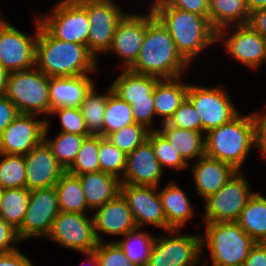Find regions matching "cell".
I'll return each mask as SVG.
<instances>
[{
    "instance_id": "6da1fadb",
    "label": "cell",
    "mask_w": 266,
    "mask_h": 266,
    "mask_svg": "<svg viewBox=\"0 0 266 266\" xmlns=\"http://www.w3.org/2000/svg\"><path fill=\"white\" fill-rule=\"evenodd\" d=\"M190 64L177 51L168 30L147 8V28L138 59L131 71L170 79L183 76Z\"/></svg>"
},
{
    "instance_id": "7a4b0ae2",
    "label": "cell",
    "mask_w": 266,
    "mask_h": 266,
    "mask_svg": "<svg viewBox=\"0 0 266 266\" xmlns=\"http://www.w3.org/2000/svg\"><path fill=\"white\" fill-rule=\"evenodd\" d=\"M97 60L86 45L57 39L40 24L35 67L49 78L98 72Z\"/></svg>"
},
{
    "instance_id": "3957f363",
    "label": "cell",
    "mask_w": 266,
    "mask_h": 266,
    "mask_svg": "<svg viewBox=\"0 0 266 266\" xmlns=\"http://www.w3.org/2000/svg\"><path fill=\"white\" fill-rule=\"evenodd\" d=\"M168 30L180 55L191 65L204 49L217 43V32L209 17L196 15L171 6H149Z\"/></svg>"
},
{
    "instance_id": "277c9868",
    "label": "cell",
    "mask_w": 266,
    "mask_h": 266,
    "mask_svg": "<svg viewBox=\"0 0 266 266\" xmlns=\"http://www.w3.org/2000/svg\"><path fill=\"white\" fill-rule=\"evenodd\" d=\"M205 155L241 171L252 147H255L254 113H239L228 123L208 130L204 135Z\"/></svg>"
},
{
    "instance_id": "5b68a950",
    "label": "cell",
    "mask_w": 266,
    "mask_h": 266,
    "mask_svg": "<svg viewBox=\"0 0 266 266\" xmlns=\"http://www.w3.org/2000/svg\"><path fill=\"white\" fill-rule=\"evenodd\" d=\"M204 223L206 230L201 233L202 259L207 248L211 266L244 265L249 251L257 242L237 222ZM202 266H208V261Z\"/></svg>"
},
{
    "instance_id": "8992f818",
    "label": "cell",
    "mask_w": 266,
    "mask_h": 266,
    "mask_svg": "<svg viewBox=\"0 0 266 266\" xmlns=\"http://www.w3.org/2000/svg\"><path fill=\"white\" fill-rule=\"evenodd\" d=\"M49 77L38 68L8 73L5 96L20 114H51Z\"/></svg>"
},
{
    "instance_id": "52a82bcc",
    "label": "cell",
    "mask_w": 266,
    "mask_h": 266,
    "mask_svg": "<svg viewBox=\"0 0 266 266\" xmlns=\"http://www.w3.org/2000/svg\"><path fill=\"white\" fill-rule=\"evenodd\" d=\"M201 258L200 233L184 235L180 229H170L155 236L146 266H199Z\"/></svg>"
},
{
    "instance_id": "ba28073f",
    "label": "cell",
    "mask_w": 266,
    "mask_h": 266,
    "mask_svg": "<svg viewBox=\"0 0 266 266\" xmlns=\"http://www.w3.org/2000/svg\"><path fill=\"white\" fill-rule=\"evenodd\" d=\"M34 16L33 36L21 32L0 16V67L7 73L35 67L36 43L41 22L38 14Z\"/></svg>"
},
{
    "instance_id": "9c48e42d",
    "label": "cell",
    "mask_w": 266,
    "mask_h": 266,
    "mask_svg": "<svg viewBox=\"0 0 266 266\" xmlns=\"http://www.w3.org/2000/svg\"><path fill=\"white\" fill-rule=\"evenodd\" d=\"M86 11L90 22L88 50L98 58L110 49L118 23L127 14L115 0H76Z\"/></svg>"
},
{
    "instance_id": "30bf717a",
    "label": "cell",
    "mask_w": 266,
    "mask_h": 266,
    "mask_svg": "<svg viewBox=\"0 0 266 266\" xmlns=\"http://www.w3.org/2000/svg\"><path fill=\"white\" fill-rule=\"evenodd\" d=\"M253 194L243 170L237 171L221 189L205 199L203 221L236 222Z\"/></svg>"
},
{
    "instance_id": "8fae6325",
    "label": "cell",
    "mask_w": 266,
    "mask_h": 266,
    "mask_svg": "<svg viewBox=\"0 0 266 266\" xmlns=\"http://www.w3.org/2000/svg\"><path fill=\"white\" fill-rule=\"evenodd\" d=\"M186 98L200 115L203 134L228 123L240 113L222 86L207 87L188 83Z\"/></svg>"
},
{
    "instance_id": "7c38bea8",
    "label": "cell",
    "mask_w": 266,
    "mask_h": 266,
    "mask_svg": "<svg viewBox=\"0 0 266 266\" xmlns=\"http://www.w3.org/2000/svg\"><path fill=\"white\" fill-rule=\"evenodd\" d=\"M41 25L55 38L87 46L90 22L76 0H62L51 13L38 15Z\"/></svg>"
},
{
    "instance_id": "4fadbf2b",
    "label": "cell",
    "mask_w": 266,
    "mask_h": 266,
    "mask_svg": "<svg viewBox=\"0 0 266 266\" xmlns=\"http://www.w3.org/2000/svg\"><path fill=\"white\" fill-rule=\"evenodd\" d=\"M46 238L82 254L94 252L98 245L93 216L82 213L60 211Z\"/></svg>"
},
{
    "instance_id": "5bb4252c",
    "label": "cell",
    "mask_w": 266,
    "mask_h": 266,
    "mask_svg": "<svg viewBox=\"0 0 266 266\" xmlns=\"http://www.w3.org/2000/svg\"><path fill=\"white\" fill-rule=\"evenodd\" d=\"M59 212L55 186L31 190L24 220L16 230L19 240L46 238Z\"/></svg>"
},
{
    "instance_id": "9a60e30c",
    "label": "cell",
    "mask_w": 266,
    "mask_h": 266,
    "mask_svg": "<svg viewBox=\"0 0 266 266\" xmlns=\"http://www.w3.org/2000/svg\"><path fill=\"white\" fill-rule=\"evenodd\" d=\"M216 40L218 43L223 40L225 51L243 66L258 70L259 66L264 64L266 38L262 37L249 24L223 28L217 32Z\"/></svg>"
},
{
    "instance_id": "2e32d148",
    "label": "cell",
    "mask_w": 266,
    "mask_h": 266,
    "mask_svg": "<svg viewBox=\"0 0 266 266\" xmlns=\"http://www.w3.org/2000/svg\"><path fill=\"white\" fill-rule=\"evenodd\" d=\"M158 188L121 183L120 194L126 201L137 228L146 224L166 231V217Z\"/></svg>"
},
{
    "instance_id": "e0dca14e",
    "label": "cell",
    "mask_w": 266,
    "mask_h": 266,
    "mask_svg": "<svg viewBox=\"0 0 266 266\" xmlns=\"http://www.w3.org/2000/svg\"><path fill=\"white\" fill-rule=\"evenodd\" d=\"M35 114L18 116L0 134V153L26 155L43 141L46 118Z\"/></svg>"
},
{
    "instance_id": "ac0fdd59",
    "label": "cell",
    "mask_w": 266,
    "mask_h": 266,
    "mask_svg": "<svg viewBox=\"0 0 266 266\" xmlns=\"http://www.w3.org/2000/svg\"><path fill=\"white\" fill-rule=\"evenodd\" d=\"M147 28V14L129 12L118 23L108 53L121 58V69H130L138 59Z\"/></svg>"
},
{
    "instance_id": "d6986e66",
    "label": "cell",
    "mask_w": 266,
    "mask_h": 266,
    "mask_svg": "<svg viewBox=\"0 0 266 266\" xmlns=\"http://www.w3.org/2000/svg\"><path fill=\"white\" fill-rule=\"evenodd\" d=\"M26 167V188L34 189L55 186L66 171L57 161L47 144L42 141L24 155Z\"/></svg>"
},
{
    "instance_id": "ffe728a7",
    "label": "cell",
    "mask_w": 266,
    "mask_h": 266,
    "mask_svg": "<svg viewBox=\"0 0 266 266\" xmlns=\"http://www.w3.org/2000/svg\"><path fill=\"white\" fill-rule=\"evenodd\" d=\"M164 174L154 154L152 144L147 139L127 154L126 169L121 183L159 187Z\"/></svg>"
},
{
    "instance_id": "44dd1931",
    "label": "cell",
    "mask_w": 266,
    "mask_h": 266,
    "mask_svg": "<svg viewBox=\"0 0 266 266\" xmlns=\"http://www.w3.org/2000/svg\"><path fill=\"white\" fill-rule=\"evenodd\" d=\"M92 214L98 242H105L101 237L103 234L123 237L127 232L137 228L132 213L121 194L95 209Z\"/></svg>"
},
{
    "instance_id": "7402d4cb",
    "label": "cell",
    "mask_w": 266,
    "mask_h": 266,
    "mask_svg": "<svg viewBox=\"0 0 266 266\" xmlns=\"http://www.w3.org/2000/svg\"><path fill=\"white\" fill-rule=\"evenodd\" d=\"M194 162L189 163V166L196 186V194L204 200L221 189L237 172L230 164L206 155Z\"/></svg>"
},
{
    "instance_id": "603a6c76",
    "label": "cell",
    "mask_w": 266,
    "mask_h": 266,
    "mask_svg": "<svg viewBox=\"0 0 266 266\" xmlns=\"http://www.w3.org/2000/svg\"><path fill=\"white\" fill-rule=\"evenodd\" d=\"M94 84L88 75L50 78L51 111L57 107H80L86 93Z\"/></svg>"
},
{
    "instance_id": "cb8c5ba5",
    "label": "cell",
    "mask_w": 266,
    "mask_h": 266,
    "mask_svg": "<svg viewBox=\"0 0 266 266\" xmlns=\"http://www.w3.org/2000/svg\"><path fill=\"white\" fill-rule=\"evenodd\" d=\"M159 78L123 69L110 85L111 90L128 104L154 101L153 89Z\"/></svg>"
},
{
    "instance_id": "d4e9b609",
    "label": "cell",
    "mask_w": 266,
    "mask_h": 266,
    "mask_svg": "<svg viewBox=\"0 0 266 266\" xmlns=\"http://www.w3.org/2000/svg\"><path fill=\"white\" fill-rule=\"evenodd\" d=\"M158 192L166 217V231L185 227L195 211L182 186L170 182L163 189H158Z\"/></svg>"
},
{
    "instance_id": "484cf974",
    "label": "cell",
    "mask_w": 266,
    "mask_h": 266,
    "mask_svg": "<svg viewBox=\"0 0 266 266\" xmlns=\"http://www.w3.org/2000/svg\"><path fill=\"white\" fill-rule=\"evenodd\" d=\"M91 212L120 194L121 180L102 171L78 175Z\"/></svg>"
},
{
    "instance_id": "4316f807",
    "label": "cell",
    "mask_w": 266,
    "mask_h": 266,
    "mask_svg": "<svg viewBox=\"0 0 266 266\" xmlns=\"http://www.w3.org/2000/svg\"><path fill=\"white\" fill-rule=\"evenodd\" d=\"M182 78L159 79L153 89L155 114L161 117L160 123L168 122L186 99L188 83Z\"/></svg>"
},
{
    "instance_id": "83f0119b",
    "label": "cell",
    "mask_w": 266,
    "mask_h": 266,
    "mask_svg": "<svg viewBox=\"0 0 266 266\" xmlns=\"http://www.w3.org/2000/svg\"><path fill=\"white\" fill-rule=\"evenodd\" d=\"M157 130L170 142L172 147L179 153L183 160L189 165V161L196 160L205 155L204 134L202 132L179 129L161 123Z\"/></svg>"
},
{
    "instance_id": "f1b7e54d",
    "label": "cell",
    "mask_w": 266,
    "mask_h": 266,
    "mask_svg": "<svg viewBox=\"0 0 266 266\" xmlns=\"http://www.w3.org/2000/svg\"><path fill=\"white\" fill-rule=\"evenodd\" d=\"M209 22L219 30L240 24H248L250 13L246 0H209Z\"/></svg>"
},
{
    "instance_id": "f546056e",
    "label": "cell",
    "mask_w": 266,
    "mask_h": 266,
    "mask_svg": "<svg viewBox=\"0 0 266 266\" xmlns=\"http://www.w3.org/2000/svg\"><path fill=\"white\" fill-rule=\"evenodd\" d=\"M236 222L256 242L266 243V197L254 192Z\"/></svg>"
},
{
    "instance_id": "4dcf8cb0",
    "label": "cell",
    "mask_w": 266,
    "mask_h": 266,
    "mask_svg": "<svg viewBox=\"0 0 266 266\" xmlns=\"http://www.w3.org/2000/svg\"><path fill=\"white\" fill-rule=\"evenodd\" d=\"M55 190L61 212L86 214L89 208L79 176L65 171L55 184Z\"/></svg>"
},
{
    "instance_id": "1f68e13d",
    "label": "cell",
    "mask_w": 266,
    "mask_h": 266,
    "mask_svg": "<svg viewBox=\"0 0 266 266\" xmlns=\"http://www.w3.org/2000/svg\"><path fill=\"white\" fill-rule=\"evenodd\" d=\"M50 124L51 120L46 119L43 141L50 148L58 163L67 170L74 162L84 138L90 135L58 132L55 138L50 139L48 137Z\"/></svg>"
},
{
    "instance_id": "d6a6232c",
    "label": "cell",
    "mask_w": 266,
    "mask_h": 266,
    "mask_svg": "<svg viewBox=\"0 0 266 266\" xmlns=\"http://www.w3.org/2000/svg\"><path fill=\"white\" fill-rule=\"evenodd\" d=\"M95 84L86 93L80 109L90 135L103 136L104 112L107 104V95L112 91L107 88L106 93L100 94L95 90Z\"/></svg>"
},
{
    "instance_id": "836d02e7",
    "label": "cell",
    "mask_w": 266,
    "mask_h": 266,
    "mask_svg": "<svg viewBox=\"0 0 266 266\" xmlns=\"http://www.w3.org/2000/svg\"><path fill=\"white\" fill-rule=\"evenodd\" d=\"M154 239L155 237L147 233V231L135 228L127 232L121 241L115 240V242L120 246L131 263L136 266H146Z\"/></svg>"
},
{
    "instance_id": "e575fe53",
    "label": "cell",
    "mask_w": 266,
    "mask_h": 266,
    "mask_svg": "<svg viewBox=\"0 0 266 266\" xmlns=\"http://www.w3.org/2000/svg\"><path fill=\"white\" fill-rule=\"evenodd\" d=\"M30 191L24 188L2 189L0 216L14 229H18L27 211Z\"/></svg>"
},
{
    "instance_id": "d590c367",
    "label": "cell",
    "mask_w": 266,
    "mask_h": 266,
    "mask_svg": "<svg viewBox=\"0 0 266 266\" xmlns=\"http://www.w3.org/2000/svg\"><path fill=\"white\" fill-rule=\"evenodd\" d=\"M135 123L131 105L120 99L112 91L107 95V104L103 120V137Z\"/></svg>"
},
{
    "instance_id": "8d00e7d4",
    "label": "cell",
    "mask_w": 266,
    "mask_h": 266,
    "mask_svg": "<svg viewBox=\"0 0 266 266\" xmlns=\"http://www.w3.org/2000/svg\"><path fill=\"white\" fill-rule=\"evenodd\" d=\"M0 188L26 187V162L24 155L0 153Z\"/></svg>"
},
{
    "instance_id": "74e56055",
    "label": "cell",
    "mask_w": 266,
    "mask_h": 266,
    "mask_svg": "<svg viewBox=\"0 0 266 266\" xmlns=\"http://www.w3.org/2000/svg\"><path fill=\"white\" fill-rule=\"evenodd\" d=\"M99 135H90L84 138L77 156L72 165L66 170L73 175H83L100 171Z\"/></svg>"
},
{
    "instance_id": "f35d334b",
    "label": "cell",
    "mask_w": 266,
    "mask_h": 266,
    "mask_svg": "<svg viewBox=\"0 0 266 266\" xmlns=\"http://www.w3.org/2000/svg\"><path fill=\"white\" fill-rule=\"evenodd\" d=\"M127 155L113 145L107 138L99 135L98 160L100 171L122 180L126 169Z\"/></svg>"
},
{
    "instance_id": "ab89813d",
    "label": "cell",
    "mask_w": 266,
    "mask_h": 266,
    "mask_svg": "<svg viewBox=\"0 0 266 266\" xmlns=\"http://www.w3.org/2000/svg\"><path fill=\"white\" fill-rule=\"evenodd\" d=\"M148 140L151 142L154 154L164 171L166 166L178 171L189 168V165L158 130L150 131Z\"/></svg>"
},
{
    "instance_id": "60d3db41",
    "label": "cell",
    "mask_w": 266,
    "mask_h": 266,
    "mask_svg": "<svg viewBox=\"0 0 266 266\" xmlns=\"http://www.w3.org/2000/svg\"><path fill=\"white\" fill-rule=\"evenodd\" d=\"M149 133L150 130L146 127L132 123L110 133L106 138L127 155L144 143L148 139Z\"/></svg>"
},
{
    "instance_id": "b9f144b4",
    "label": "cell",
    "mask_w": 266,
    "mask_h": 266,
    "mask_svg": "<svg viewBox=\"0 0 266 266\" xmlns=\"http://www.w3.org/2000/svg\"><path fill=\"white\" fill-rule=\"evenodd\" d=\"M59 117L61 129L59 132H66L77 135H90L85 125L80 107H57L52 109L50 116Z\"/></svg>"
},
{
    "instance_id": "7bdbcfd3",
    "label": "cell",
    "mask_w": 266,
    "mask_h": 266,
    "mask_svg": "<svg viewBox=\"0 0 266 266\" xmlns=\"http://www.w3.org/2000/svg\"><path fill=\"white\" fill-rule=\"evenodd\" d=\"M167 123L179 129L202 132L200 115L187 98L181 103Z\"/></svg>"
},
{
    "instance_id": "ee69618b",
    "label": "cell",
    "mask_w": 266,
    "mask_h": 266,
    "mask_svg": "<svg viewBox=\"0 0 266 266\" xmlns=\"http://www.w3.org/2000/svg\"><path fill=\"white\" fill-rule=\"evenodd\" d=\"M94 252L102 266H136L115 241L98 242Z\"/></svg>"
},
{
    "instance_id": "f6af8a7d",
    "label": "cell",
    "mask_w": 266,
    "mask_h": 266,
    "mask_svg": "<svg viewBox=\"0 0 266 266\" xmlns=\"http://www.w3.org/2000/svg\"><path fill=\"white\" fill-rule=\"evenodd\" d=\"M149 6H171L190 13L208 17L209 0H153Z\"/></svg>"
},
{
    "instance_id": "bcb514c9",
    "label": "cell",
    "mask_w": 266,
    "mask_h": 266,
    "mask_svg": "<svg viewBox=\"0 0 266 266\" xmlns=\"http://www.w3.org/2000/svg\"><path fill=\"white\" fill-rule=\"evenodd\" d=\"M131 108L135 123L146 127L150 131L157 130L152 126L156 118L154 101L133 102Z\"/></svg>"
},
{
    "instance_id": "7dc6e473",
    "label": "cell",
    "mask_w": 266,
    "mask_h": 266,
    "mask_svg": "<svg viewBox=\"0 0 266 266\" xmlns=\"http://www.w3.org/2000/svg\"><path fill=\"white\" fill-rule=\"evenodd\" d=\"M20 243L17 231L0 216V253L17 250L16 243ZM14 244V245H13Z\"/></svg>"
},
{
    "instance_id": "c3c4849f",
    "label": "cell",
    "mask_w": 266,
    "mask_h": 266,
    "mask_svg": "<svg viewBox=\"0 0 266 266\" xmlns=\"http://www.w3.org/2000/svg\"><path fill=\"white\" fill-rule=\"evenodd\" d=\"M254 112L255 146L266 158V110Z\"/></svg>"
},
{
    "instance_id": "681fc988",
    "label": "cell",
    "mask_w": 266,
    "mask_h": 266,
    "mask_svg": "<svg viewBox=\"0 0 266 266\" xmlns=\"http://www.w3.org/2000/svg\"><path fill=\"white\" fill-rule=\"evenodd\" d=\"M18 114L16 106L5 95L0 96V134Z\"/></svg>"
},
{
    "instance_id": "f907efd6",
    "label": "cell",
    "mask_w": 266,
    "mask_h": 266,
    "mask_svg": "<svg viewBox=\"0 0 266 266\" xmlns=\"http://www.w3.org/2000/svg\"><path fill=\"white\" fill-rule=\"evenodd\" d=\"M0 266H34V263L19 251L0 253Z\"/></svg>"
},
{
    "instance_id": "816d5d0a",
    "label": "cell",
    "mask_w": 266,
    "mask_h": 266,
    "mask_svg": "<svg viewBox=\"0 0 266 266\" xmlns=\"http://www.w3.org/2000/svg\"><path fill=\"white\" fill-rule=\"evenodd\" d=\"M244 266H266V243L257 242L249 251Z\"/></svg>"
},
{
    "instance_id": "f5cc1de1",
    "label": "cell",
    "mask_w": 266,
    "mask_h": 266,
    "mask_svg": "<svg viewBox=\"0 0 266 266\" xmlns=\"http://www.w3.org/2000/svg\"><path fill=\"white\" fill-rule=\"evenodd\" d=\"M248 24L262 37L266 38V8L252 12Z\"/></svg>"
},
{
    "instance_id": "db71d44e",
    "label": "cell",
    "mask_w": 266,
    "mask_h": 266,
    "mask_svg": "<svg viewBox=\"0 0 266 266\" xmlns=\"http://www.w3.org/2000/svg\"><path fill=\"white\" fill-rule=\"evenodd\" d=\"M246 5L249 10V13L266 8V0H246Z\"/></svg>"
},
{
    "instance_id": "11a10c76",
    "label": "cell",
    "mask_w": 266,
    "mask_h": 266,
    "mask_svg": "<svg viewBox=\"0 0 266 266\" xmlns=\"http://www.w3.org/2000/svg\"><path fill=\"white\" fill-rule=\"evenodd\" d=\"M8 73L0 67V96L5 95Z\"/></svg>"
},
{
    "instance_id": "9f6ffc18",
    "label": "cell",
    "mask_w": 266,
    "mask_h": 266,
    "mask_svg": "<svg viewBox=\"0 0 266 266\" xmlns=\"http://www.w3.org/2000/svg\"><path fill=\"white\" fill-rule=\"evenodd\" d=\"M86 257L88 258V265L89 266H102L98 260V257L95 252L85 253ZM87 266V265H86Z\"/></svg>"
},
{
    "instance_id": "6f0895ef",
    "label": "cell",
    "mask_w": 266,
    "mask_h": 266,
    "mask_svg": "<svg viewBox=\"0 0 266 266\" xmlns=\"http://www.w3.org/2000/svg\"><path fill=\"white\" fill-rule=\"evenodd\" d=\"M2 206V189L0 188V210Z\"/></svg>"
}]
</instances>
